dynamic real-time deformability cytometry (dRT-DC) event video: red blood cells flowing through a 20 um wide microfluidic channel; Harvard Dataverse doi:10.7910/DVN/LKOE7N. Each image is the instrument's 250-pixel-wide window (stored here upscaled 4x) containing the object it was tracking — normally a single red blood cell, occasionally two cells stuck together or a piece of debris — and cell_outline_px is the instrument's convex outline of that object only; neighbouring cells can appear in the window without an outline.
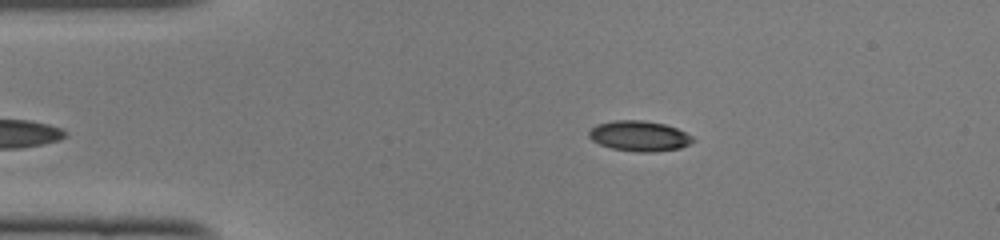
{"species": "common noctule bat (a hibernating species)", "species_latin": "Nyctalus noctula", "temperature_condition": "cold", "stored_images_in_passage": 34, "camera_frame_rate_fps": 3000, "um_per_image_px": 0.085, "animal": {"sex": "female", "body_mass_g": 22.0, "forearm_length_mm": 56.7}, "frame": {"image": 1, "passage_image": 1, "time_ms": 0.0, "image_size_px": [1000, 240], "cell_outline_px": [[696, 140], [680, 148], [652, 152], [636, 152], [612, 148], [600, 144], [592, 140], [588, 136], [588, 132], [596, 124], [616, 120], [640, 120], [664, 124], [676, 128], [692, 136]], "centroid_in_image_um": [54.33, 11.56], "position_along_channel_um": 30.7, "area_um2": 18.26}}
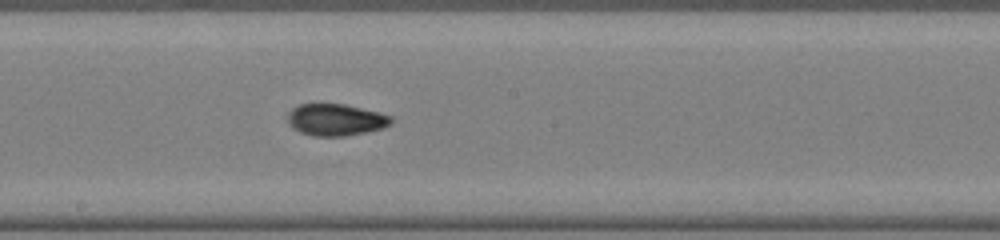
{"frame": {"image": 2, "passage_image": 18, "time_ms": 5.667, "image_size_px": [1000, 240], "cell_outline_px": [[392, 124], [384, 128], [344, 136], [312, 136], [300, 132], [292, 128], [288, 124], [288, 112], [292, 108], [300, 104], [344, 104], [380, 112], [392, 116]], "centroid_in_image_um": [28.54, 10.18], "position_along_channel_um": 219.7, "area_um2": 19.31}}
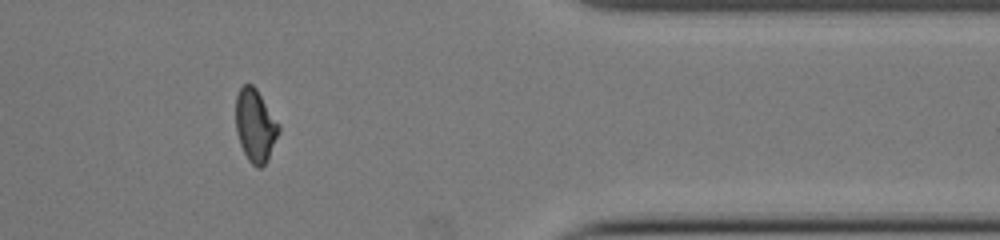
{"frame": {"image": 3, "passage_image": 32, "time_ms": 10.333, "image_size_px": [1000, 240], "cell_outline_px": [[280, 132], [268, 160], [260, 168], [256, 168], [248, 160], [240, 144], [236, 132], [236, 96], [240, 88], [244, 84], [252, 84], [256, 88], [280, 124]], "centroid_in_image_um": [21.71, 10.68], "position_along_channel_um": 389.7, "area_um2": 18.38}, "authors_computed_cell_mechanics": {"area_um2": 18.8139, "velocity_mm_per_s": 4.1343, "shape_relaxation_time_tau1_ms": 6.1986, "shape_relaxation_time_tau2_ms": 2.0099, "deformation_change_tau1": 0.1827, "deformation_change_tau2": 0.0619}}